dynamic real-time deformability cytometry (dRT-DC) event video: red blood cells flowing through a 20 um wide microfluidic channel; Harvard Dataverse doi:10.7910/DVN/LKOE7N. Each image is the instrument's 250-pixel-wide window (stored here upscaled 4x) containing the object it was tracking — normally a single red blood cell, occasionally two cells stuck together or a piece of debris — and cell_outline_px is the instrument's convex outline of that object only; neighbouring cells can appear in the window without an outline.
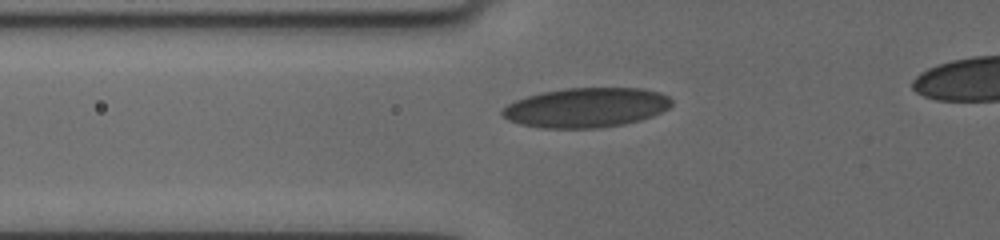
{"species": "human", "species_latin": "Homo sapiens", "temperature_condition": "cold", "stored_images_in_passage": 7, "segment_of_instrument_passage": [1, 2], "camera_frame_rate_fps": 3000, "um_per_image_px": 0.085, "donor": {"sex": "female"}, "frame": {"image": 1, "passage_image": 5, "time_ms": 3.667, "image_size_px": [1000, 240], "cell_outline_px": [[672, 104], [668, 108], [652, 116], [640, 120], [624, 124], [596, 128], [540, 128], [520, 124], [508, 120], [500, 112], [508, 104], [516, 100], [540, 92], [564, 88], [644, 88], [660, 92], [668, 96], [672, 100]], "centroid_in_image_um": [49.83, 9.14], "position_along_channel_um": 76.0, "area_um2": 39.19}}